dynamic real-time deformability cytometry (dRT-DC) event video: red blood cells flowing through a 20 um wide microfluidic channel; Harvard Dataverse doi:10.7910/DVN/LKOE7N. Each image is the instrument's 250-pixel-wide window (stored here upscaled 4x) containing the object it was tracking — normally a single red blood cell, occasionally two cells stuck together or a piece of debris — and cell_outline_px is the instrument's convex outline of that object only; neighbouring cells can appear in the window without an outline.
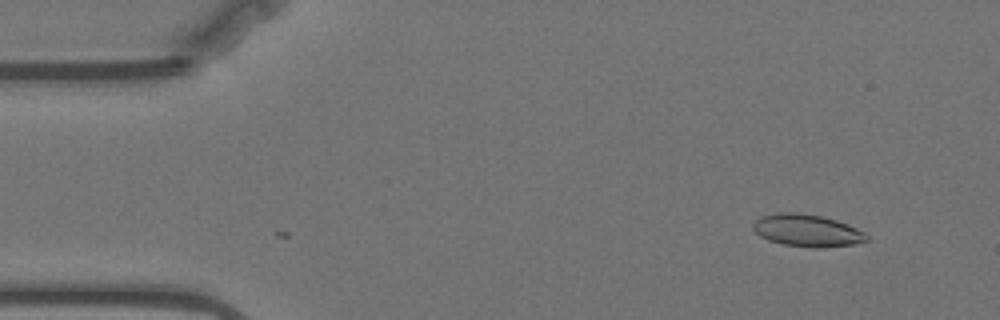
{"species": "Egyptian fruit bat (a non-hibernating species)", "species_latin": "Rousettus aegyptiacus", "temperature_condition": "warm", "stored_images_in_passage": 4, "camera_frame_rate_fps": 3000, "um_per_image_px": 0.085, "animal": {"sex": "female"}, "frame": {"image": 1, "passage_image": 4, "time_ms": 1.0, "image_size_px": [1000, 320], "cell_outline_px": [[868, 240], [852, 244], [820, 248], [812, 248], [784, 244], [768, 240], [760, 236], [752, 228], [752, 224], [760, 216], [776, 212], [796, 212], [820, 216], [836, 220], [848, 224], [864, 232], [868, 236]], "centroid_in_image_um": [68.57, 19.58], "position_along_channel_um": 16.4, "area_um2": 21.33}}